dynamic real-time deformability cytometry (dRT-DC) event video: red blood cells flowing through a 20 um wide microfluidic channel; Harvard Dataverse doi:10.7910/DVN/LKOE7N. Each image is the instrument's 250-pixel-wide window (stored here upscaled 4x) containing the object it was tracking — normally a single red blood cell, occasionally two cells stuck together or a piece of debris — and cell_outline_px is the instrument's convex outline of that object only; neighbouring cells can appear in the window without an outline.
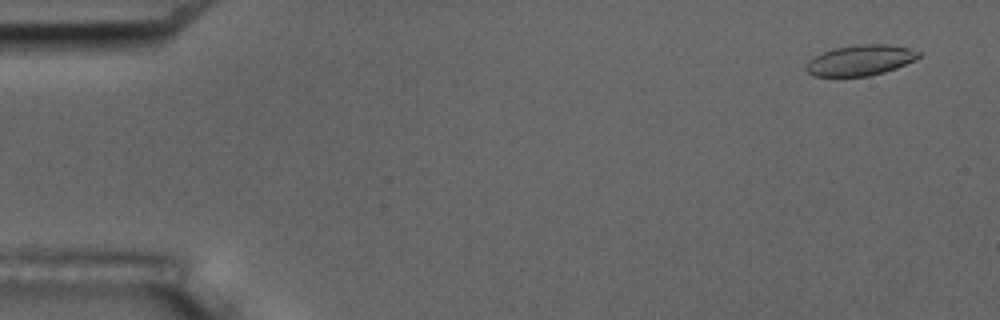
{"species": "common noctule bat (a hibernating species)", "species_latin": "Nyctalus noctula", "temperature_condition": "room temperature", "stored_images_in_passage": 55, "camera_frame_rate_fps": 3000, "um_per_image_px": 0.085, "animal": {"sex": "male", "body_mass_g": 17.5, "forearm_length_mm": 52.3}, "frame": {"image": 1, "passage_image": 3, "time_ms": 0.667, "image_size_px": [1000, 320], "cell_outline_px": [[920, 56], [916, 60], [896, 68], [884, 72], [868, 76], [812, 76], [804, 68], [808, 60], [824, 52], [836, 48], [856, 44], [888, 44], [908, 48], [920, 52]], "centroid_in_image_um": [73.13, 5.12], "position_along_channel_um": 11.9, "area_um2": 20.0}}
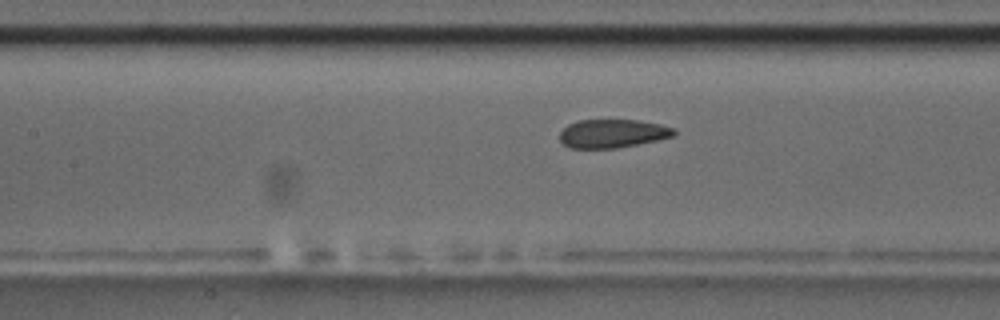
{"frame": {"image": 2, "passage_image": 25, "time_ms": 8.0, "image_size_px": [1000, 320], "cell_outline_px": [[676, 136], [616, 148], [568, 148], [560, 140], [560, 132], [568, 124], [580, 120], [636, 120], [660, 124], [676, 128]], "centroid_in_image_um": [52.08, 11.35], "position_along_channel_um": 155.3, "area_um2": 18.96}}
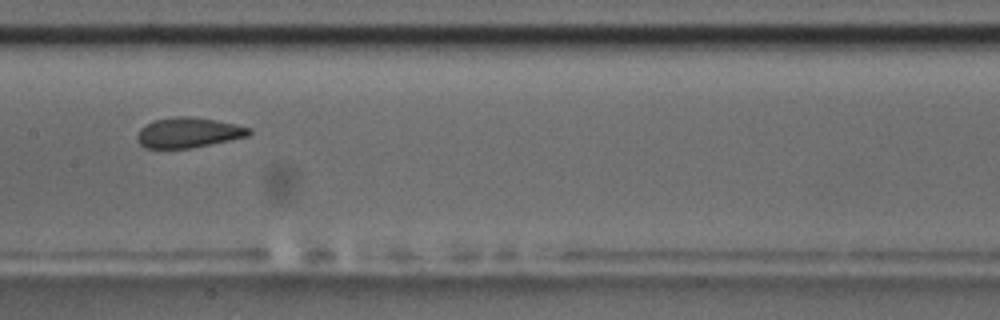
{"frame": {"image": 3, "passage_image": 28, "time_ms": 9.0, "image_size_px": [1000, 320], "cell_outline_px": [[252, 132], [248, 136], [192, 148], [144, 148], [136, 140], [136, 136], [140, 128], [144, 124], [152, 120], [176, 116], [192, 116], [216, 120], [236, 124], [252, 128]], "centroid_in_image_um": [15.98, 11.26], "position_along_channel_um": 191.4, "area_um2": 19.94}, "authors_computed_cell_mechanics": {"area_um2": 20.2878, "velocity_mm_per_s": 3.6394, "shape_relaxation_time_tau1_ms": 10.2256, "shape_relaxation_time_tau2_ms": 1.4713, "deformation_change_tau1": 0.1924, "deformation_change_tau2": 0.0588}}